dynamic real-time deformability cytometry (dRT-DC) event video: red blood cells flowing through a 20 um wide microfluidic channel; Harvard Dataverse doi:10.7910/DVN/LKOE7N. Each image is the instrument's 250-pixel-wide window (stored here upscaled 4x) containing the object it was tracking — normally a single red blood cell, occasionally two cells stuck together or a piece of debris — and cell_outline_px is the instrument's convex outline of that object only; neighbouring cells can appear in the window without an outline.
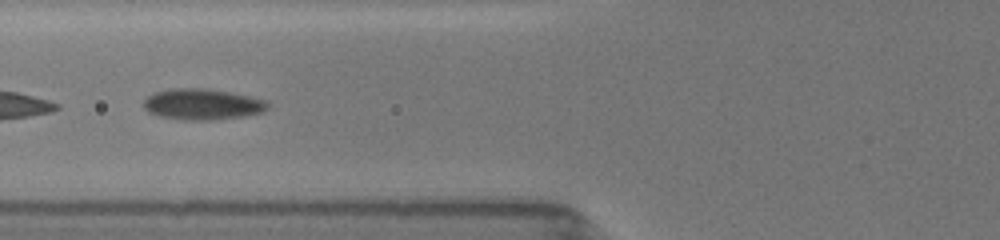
{"species": "common noctule bat (a hibernating species)", "species_latin": "Nyctalus noctula", "temperature_condition": "room temperature", "stored_images_in_passage": 21, "camera_frame_rate_fps": 3000, "um_per_image_px": 0.085, "animal": {"sex": "female", "body_mass_g": 19.5, "forearm_length_mm": 54.1}, "frame": {"image": 1, "passage_image": 6, "time_ms": 1.333, "image_size_px": [1000, 240], "cell_outline_px": [[268, 108], [264, 112], [244, 116], [212, 120], [180, 120], [160, 116], [148, 112], [144, 108], [144, 100], [148, 96], [156, 92], [168, 88], [204, 88], [228, 92], [268, 100]], "centroid_in_image_um": [17.2, 8.87], "position_along_channel_um": 108.6, "area_um2": 22.48}}
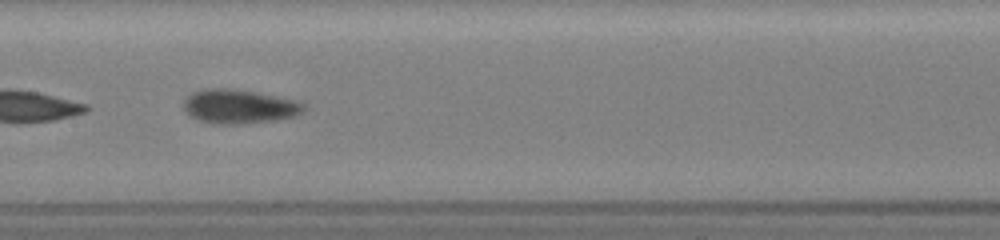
{"frame": {"image": 2, "passage_image": 15, "time_ms": 3.333, "image_size_px": [1000, 240], "cell_outline_px": [[304, 108], [296, 116], [276, 120], [236, 124], [216, 124], [200, 120], [192, 116], [184, 108], [184, 100], [192, 92], [204, 88], [228, 88], [256, 92], [296, 100], [304, 104]], "centroid_in_image_um": [20.32, 9.04], "position_along_channel_um": 187.1, "area_um2": 23.64}}